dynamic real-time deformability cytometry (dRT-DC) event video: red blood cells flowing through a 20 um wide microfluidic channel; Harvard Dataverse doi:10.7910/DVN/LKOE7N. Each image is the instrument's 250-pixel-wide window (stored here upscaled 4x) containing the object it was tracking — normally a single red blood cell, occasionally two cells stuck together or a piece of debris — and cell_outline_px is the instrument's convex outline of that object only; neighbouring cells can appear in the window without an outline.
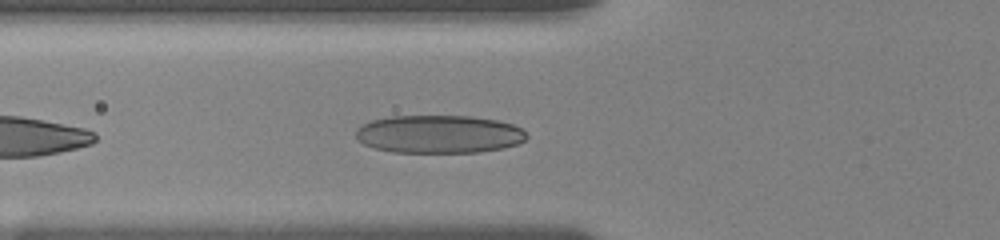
{"species": "human", "species_latin": "Homo sapiens", "temperature_condition": "room temperature", "stored_images_in_passage": 7, "camera_frame_rate_fps": 3000, "um_per_image_px": 0.085, "donor": {"sex": "female"}, "frame": {"image": 1, "passage_image": 4, "time_ms": 1.0, "image_size_px": [1000, 240], "cell_outline_px": [[528, 136], [524, 140], [516, 144], [504, 148], [480, 152], [392, 152], [376, 148], [364, 144], [356, 140], [356, 128], [372, 120], [388, 116], [472, 116], [496, 120], [512, 124], [520, 128]], "centroid_in_image_um": [37.29, 11.4], "position_along_channel_um": 88.5, "area_um2": 37.86}}
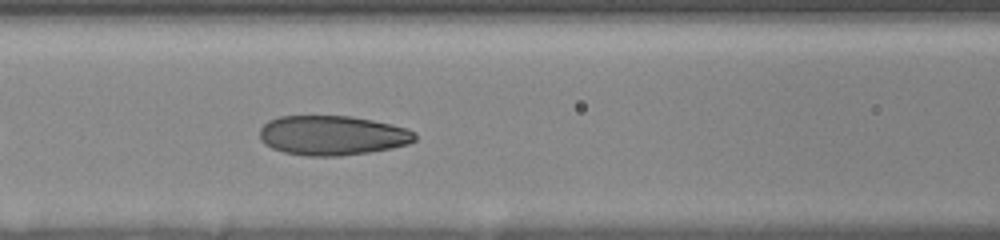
{"frame": {"image": 2, "passage_image": 7, "time_ms": 2.333, "image_size_px": [1000, 240], "cell_outline_px": [[416, 140], [408, 144], [392, 148], [368, 152], [340, 156], [308, 156], [284, 152], [272, 148], [264, 144], [260, 140], [260, 128], [268, 120], [280, 116], [352, 116], [392, 124], [408, 128], [416, 132]], "centroid_in_image_um": [28.26, 11.5], "position_along_channel_um": 138.3, "area_um2": 36.07}}